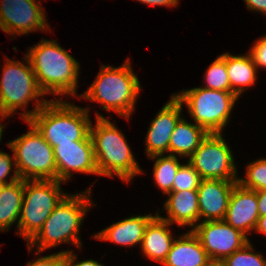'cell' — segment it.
<instances>
[{"instance_id": "2e32d148", "label": "cell", "mask_w": 266, "mask_h": 266, "mask_svg": "<svg viewBox=\"0 0 266 266\" xmlns=\"http://www.w3.org/2000/svg\"><path fill=\"white\" fill-rule=\"evenodd\" d=\"M237 181L202 179L197 189L200 219L224 220L229 199Z\"/></svg>"}, {"instance_id": "7402d4cb", "label": "cell", "mask_w": 266, "mask_h": 266, "mask_svg": "<svg viewBox=\"0 0 266 266\" xmlns=\"http://www.w3.org/2000/svg\"><path fill=\"white\" fill-rule=\"evenodd\" d=\"M226 69L230 81V92L238 97L256 81L257 67L249 52L248 55L239 56L226 53Z\"/></svg>"}, {"instance_id": "4fadbf2b", "label": "cell", "mask_w": 266, "mask_h": 266, "mask_svg": "<svg viewBox=\"0 0 266 266\" xmlns=\"http://www.w3.org/2000/svg\"><path fill=\"white\" fill-rule=\"evenodd\" d=\"M53 150L58 181L67 182L72 171L99 175L91 136L86 140L56 145Z\"/></svg>"}, {"instance_id": "d6986e66", "label": "cell", "mask_w": 266, "mask_h": 266, "mask_svg": "<svg viewBox=\"0 0 266 266\" xmlns=\"http://www.w3.org/2000/svg\"><path fill=\"white\" fill-rule=\"evenodd\" d=\"M167 195L169 197L164 206L168 214L166 218L160 217L170 224L190 225L193 229L194 224L200 221L197 190L176 191Z\"/></svg>"}, {"instance_id": "277c9868", "label": "cell", "mask_w": 266, "mask_h": 266, "mask_svg": "<svg viewBox=\"0 0 266 266\" xmlns=\"http://www.w3.org/2000/svg\"><path fill=\"white\" fill-rule=\"evenodd\" d=\"M140 91L138 77L132 72L127 59L117 68L103 64L96 80L81 97L101 103L106 111L113 110L129 119Z\"/></svg>"}, {"instance_id": "f35d334b", "label": "cell", "mask_w": 266, "mask_h": 266, "mask_svg": "<svg viewBox=\"0 0 266 266\" xmlns=\"http://www.w3.org/2000/svg\"><path fill=\"white\" fill-rule=\"evenodd\" d=\"M3 128H4V126L0 125V141H1V137H2Z\"/></svg>"}, {"instance_id": "d6a6232c", "label": "cell", "mask_w": 266, "mask_h": 266, "mask_svg": "<svg viewBox=\"0 0 266 266\" xmlns=\"http://www.w3.org/2000/svg\"><path fill=\"white\" fill-rule=\"evenodd\" d=\"M76 258L77 257L73 254V251H64V259L66 266H104L101 263H98L97 261L92 259L74 263Z\"/></svg>"}, {"instance_id": "d4e9b609", "label": "cell", "mask_w": 266, "mask_h": 266, "mask_svg": "<svg viewBox=\"0 0 266 266\" xmlns=\"http://www.w3.org/2000/svg\"><path fill=\"white\" fill-rule=\"evenodd\" d=\"M245 179H238L242 187L247 189L261 191L266 190V159H259L247 165Z\"/></svg>"}, {"instance_id": "30bf717a", "label": "cell", "mask_w": 266, "mask_h": 266, "mask_svg": "<svg viewBox=\"0 0 266 266\" xmlns=\"http://www.w3.org/2000/svg\"><path fill=\"white\" fill-rule=\"evenodd\" d=\"M230 150L221 133H208L188 162L202 179L238 181Z\"/></svg>"}, {"instance_id": "74e56055", "label": "cell", "mask_w": 266, "mask_h": 266, "mask_svg": "<svg viewBox=\"0 0 266 266\" xmlns=\"http://www.w3.org/2000/svg\"><path fill=\"white\" fill-rule=\"evenodd\" d=\"M210 266H224L221 262H212Z\"/></svg>"}, {"instance_id": "44dd1931", "label": "cell", "mask_w": 266, "mask_h": 266, "mask_svg": "<svg viewBox=\"0 0 266 266\" xmlns=\"http://www.w3.org/2000/svg\"><path fill=\"white\" fill-rule=\"evenodd\" d=\"M207 134L208 132L201 126L189 123L181 117L170 137V155L190 157Z\"/></svg>"}, {"instance_id": "7c38bea8", "label": "cell", "mask_w": 266, "mask_h": 266, "mask_svg": "<svg viewBox=\"0 0 266 266\" xmlns=\"http://www.w3.org/2000/svg\"><path fill=\"white\" fill-rule=\"evenodd\" d=\"M42 6L36 0L0 2V29L8 34H28L49 29Z\"/></svg>"}, {"instance_id": "8992f818", "label": "cell", "mask_w": 266, "mask_h": 266, "mask_svg": "<svg viewBox=\"0 0 266 266\" xmlns=\"http://www.w3.org/2000/svg\"><path fill=\"white\" fill-rule=\"evenodd\" d=\"M24 60L28 66L20 61L8 58L5 60L2 78L0 80V116L6 118L21 108L26 109L29 101L36 99L38 102L32 111L20 113L27 122L32 118L48 100H37V97L45 95L39 88L35 73L29 58ZM25 107H24V106Z\"/></svg>"}, {"instance_id": "7a4b0ae2", "label": "cell", "mask_w": 266, "mask_h": 266, "mask_svg": "<svg viewBox=\"0 0 266 266\" xmlns=\"http://www.w3.org/2000/svg\"><path fill=\"white\" fill-rule=\"evenodd\" d=\"M96 115L95 126L90 125V136L99 175L113 177L116 173L123 181L129 182L143 171L135 161L124 134L107 118L97 112Z\"/></svg>"}, {"instance_id": "603a6c76", "label": "cell", "mask_w": 266, "mask_h": 266, "mask_svg": "<svg viewBox=\"0 0 266 266\" xmlns=\"http://www.w3.org/2000/svg\"><path fill=\"white\" fill-rule=\"evenodd\" d=\"M155 160L154 164V180L156 185L161 188L164 194L172 192V185L176 177L179 167L182 165L179 163L177 156L175 155H155L149 157Z\"/></svg>"}, {"instance_id": "f546056e", "label": "cell", "mask_w": 266, "mask_h": 266, "mask_svg": "<svg viewBox=\"0 0 266 266\" xmlns=\"http://www.w3.org/2000/svg\"><path fill=\"white\" fill-rule=\"evenodd\" d=\"M12 157L13 158H11L7 153L2 151L0 152V185L10 184L21 179L16 169L13 171L14 175L11 176L9 182L5 179L11 172L12 166L16 167L15 163L12 165V160L15 162L14 153Z\"/></svg>"}, {"instance_id": "83f0119b", "label": "cell", "mask_w": 266, "mask_h": 266, "mask_svg": "<svg viewBox=\"0 0 266 266\" xmlns=\"http://www.w3.org/2000/svg\"><path fill=\"white\" fill-rule=\"evenodd\" d=\"M24 195V180L1 185L0 203L8 206H22Z\"/></svg>"}, {"instance_id": "836d02e7", "label": "cell", "mask_w": 266, "mask_h": 266, "mask_svg": "<svg viewBox=\"0 0 266 266\" xmlns=\"http://www.w3.org/2000/svg\"><path fill=\"white\" fill-rule=\"evenodd\" d=\"M247 8L266 15V0H244Z\"/></svg>"}, {"instance_id": "e0dca14e", "label": "cell", "mask_w": 266, "mask_h": 266, "mask_svg": "<svg viewBox=\"0 0 266 266\" xmlns=\"http://www.w3.org/2000/svg\"><path fill=\"white\" fill-rule=\"evenodd\" d=\"M212 263L202 247L199 238L192 230L179 239H174L167 254L164 266H210Z\"/></svg>"}, {"instance_id": "e575fe53", "label": "cell", "mask_w": 266, "mask_h": 266, "mask_svg": "<svg viewBox=\"0 0 266 266\" xmlns=\"http://www.w3.org/2000/svg\"><path fill=\"white\" fill-rule=\"evenodd\" d=\"M259 216L266 215V190L257 191Z\"/></svg>"}, {"instance_id": "52a82bcc", "label": "cell", "mask_w": 266, "mask_h": 266, "mask_svg": "<svg viewBox=\"0 0 266 266\" xmlns=\"http://www.w3.org/2000/svg\"><path fill=\"white\" fill-rule=\"evenodd\" d=\"M58 180H24V195L18 220V234L27 243L39 232L52 211L68 195Z\"/></svg>"}, {"instance_id": "ac0fdd59", "label": "cell", "mask_w": 266, "mask_h": 266, "mask_svg": "<svg viewBox=\"0 0 266 266\" xmlns=\"http://www.w3.org/2000/svg\"><path fill=\"white\" fill-rule=\"evenodd\" d=\"M170 225L168 221L156 214L147 224L141 243L145 256L161 264L165 261L174 241L168 228Z\"/></svg>"}, {"instance_id": "5bb4252c", "label": "cell", "mask_w": 266, "mask_h": 266, "mask_svg": "<svg viewBox=\"0 0 266 266\" xmlns=\"http://www.w3.org/2000/svg\"><path fill=\"white\" fill-rule=\"evenodd\" d=\"M182 105L173 94L152 120L145 140L148 158L169 152L170 137L181 118Z\"/></svg>"}, {"instance_id": "f1b7e54d", "label": "cell", "mask_w": 266, "mask_h": 266, "mask_svg": "<svg viewBox=\"0 0 266 266\" xmlns=\"http://www.w3.org/2000/svg\"><path fill=\"white\" fill-rule=\"evenodd\" d=\"M22 206H8L0 203V231L9 230L19 220Z\"/></svg>"}, {"instance_id": "d590c367", "label": "cell", "mask_w": 266, "mask_h": 266, "mask_svg": "<svg viewBox=\"0 0 266 266\" xmlns=\"http://www.w3.org/2000/svg\"><path fill=\"white\" fill-rule=\"evenodd\" d=\"M141 3L148 4V5H159V6H176L179 0H137Z\"/></svg>"}, {"instance_id": "8fae6325", "label": "cell", "mask_w": 266, "mask_h": 266, "mask_svg": "<svg viewBox=\"0 0 266 266\" xmlns=\"http://www.w3.org/2000/svg\"><path fill=\"white\" fill-rule=\"evenodd\" d=\"M192 231L212 262H222L249 242L247 235L234 229L225 220L202 221L195 224Z\"/></svg>"}, {"instance_id": "9c48e42d", "label": "cell", "mask_w": 266, "mask_h": 266, "mask_svg": "<svg viewBox=\"0 0 266 266\" xmlns=\"http://www.w3.org/2000/svg\"><path fill=\"white\" fill-rule=\"evenodd\" d=\"M174 96L188 107L195 124L208 133H221L229 121V115L238 99L233 92L196 87L183 90Z\"/></svg>"}, {"instance_id": "ffe728a7", "label": "cell", "mask_w": 266, "mask_h": 266, "mask_svg": "<svg viewBox=\"0 0 266 266\" xmlns=\"http://www.w3.org/2000/svg\"><path fill=\"white\" fill-rule=\"evenodd\" d=\"M154 216H134L113 223L94 235V239L111 241L120 245L132 246L142 243L145 228Z\"/></svg>"}, {"instance_id": "6da1fadb", "label": "cell", "mask_w": 266, "mask_h": 266, "mask_svg": "<svg viewBox=\"0 0 266 266\" xmlns=\"http://www.w3.org/2000/svg\"><path fill=\"white\" fill-rule=\"evenodd\" d=\"M27 57L44 94H76L79 63L56 40L42 39L36 46L30 47Z\"/></svg>"}, {"instance_id": "3957f363", "label": "cell", "mask_w": 266, "mask_h": 266, "mask_svg": "<svg viewBox=\"0 0 266 266\" xmlns=\"http://www.w3.org/2000/svg\"><path fill=\"white\" fill-rule=\"evenodd\" d=\"M81 108L56 99L49 100L28 120L54 148L56 145L86 140L90 136V117Z\"/></svg>"}, {"instance_id": "5b68a950", "label": "cell", "mask_w": 266, "mask_h": 266, "mask_svg": "<svg viewBox=\"0 0 266 266\" xmlns=\"http://www.w3.org/2000/svg\"><path fill=\"white\" fill-rule=\"evenodd\" d=\"M89 194L90 188L84 193L68 194L52 211L39 232L27 243L29 251L36 245L38 255L43 250L63 242L75 244L80 249L82 244L78 234L83 217L92 202Z\"/></svg>"}, {"instance_id": "cb8c5ba5", "label": "cell", "mask_w": 266, "mask_h": 266, "mask_svg": "<svg viewBox=\"0 0 266 266\" xmlns=\"http://www.w3.org/2000/svg\"><path fill=\"white\" fill-rule=\"evenodd\" d=\"M205 88L230 92V81L226 69V53L218 56L208 67L205 77Z\"/></svg>"}, {"instance_id": "9a60e30c", "label": "cell", "mask_w": 266, "mask_h": 266, "mask_svg": "<svg viewBox=\"0 0 266 266\" xmlns=\"http://www.w3.org/2000/svg\"><path fill=\"white\" fill-rule=\"evenodd\" d=\"M257 191L236 183L231 193L224 220L243 234L255 230L258 219Z\"/></svg>"}, {"instance_id": "ba28073f", "label": "cell", "mask_w": 266, "mask_h": 266, "mask_svg": "<svg viewBox=\"0 0 266 266\" xmlns=\"http://www.w3.org/2000/svg\"><path fill=\"white\" fill-rule=\"evenodd\" d=\"M30 130L8 143L14 152L16 170L22 180H57L53 147L27 121Z\"/></svg>"}, {"instance_id": "8d00e7d4", "label": "cell", "mask_w": 266, "mask_h": 266, "mask_svg": "<svg viewBox=\"0 0 266 266\" xmlns=\"http://www.w3.org/2000/svg\"><path fill=\"white\" fill-rule=\"evenodd\" d=\"M255 230L259 233L266 234V215L259 217Z\"/></svg>"}, {"instance_id": "4dcf8cb0", "label": "cell", "mask_w": 266, "mask_h": 266, "mask_svg": "<svg viewBox=\"0 0 266 266\" xmlns=\"http://www.w3.org/2000/svg\"><path fill=\"white\" fill-rule=\"evenodd\" d=\"M249 53L257 68H266V36L256 41Z\"/></svg>"}, {"instance_id": "484cf974", "label": "cell", "mask_w": 266, "mask_h": 266, "mask_svg": "<svg viewBox=\"0 0 266 266\" xmlns=\"http://www.w3.org/2000/svg\"><path fill=\"white\" fill-rule=\"evenodd\" d=\"M249 241L241 249L226 257L221 263L224 266H266L262 254H256ZM253 250V251H251Z\"/></svg>"}, {"instance_id": "1f68e13d", "label": "cell", "mask_w": 266, "mask_h": 266, "mask_svg": "<svg viewBox=\"0 0 266 266\" xmlns=\"http://www.w3.org/2000/svg\"><path fill=\"white\" fill-rule=\"evenodd\" d=\"M64 251L57 254H51L49 256H42L37 258L35 261H31L27 266H64Z\"/></svg>"}, {"instance_id": "4316f807", "label": "cell", "mask_w": 266, "mask_h": 266, "mask_svg": "<svg viewBox=\"0 0 266 266\" xmlns=\"http://www.w3.org/2000/svg\"><path fill=\"white\" fill-rule=\"evenodd\" d=\"M202 178L188 162L179 167L172 185V192L197 190Z\"/></svg>"}]
</instances>
